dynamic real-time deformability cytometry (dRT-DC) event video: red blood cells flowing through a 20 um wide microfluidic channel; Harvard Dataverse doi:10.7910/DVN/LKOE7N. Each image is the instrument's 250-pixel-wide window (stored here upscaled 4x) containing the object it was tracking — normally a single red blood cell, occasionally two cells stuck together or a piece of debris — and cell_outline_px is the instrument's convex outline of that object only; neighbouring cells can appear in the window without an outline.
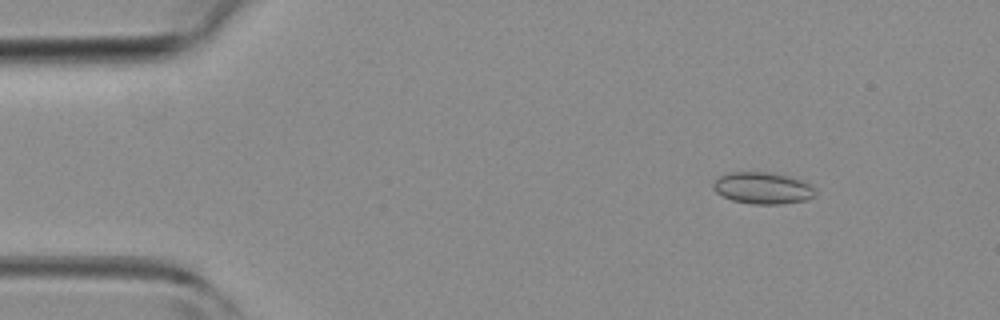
{"species": "common noctule bat (a hibernating species)", "species_latin": "Nyctalus noctula", "temperature_condition": "room temperature", "stored_images_in_passage": 4, "camera_frame_rate_fps": 3000, "um_per_image_px": 0.085, "animal": {"sex": "female", "body_mass_g": 19.3, "forearm_length_mm": 54.1}, "frame": {"image": 1, "passage_image": 1, "time_ms": 0.0, "image_size_px": [1000, 320], "cell_outline_px": [[816, 196], [804, 200], [780, 204], [752, 204], [732, 200], [716, 192], [712, 188], [712, 184], [720, 176], [728, 172], [768, 172], [788, 176], [804, 180], [816, 188]], "centroid_in_image_um": [64.86, 15.98], "position_along_channel_um": 20.1, "area_um2": 18.96}}
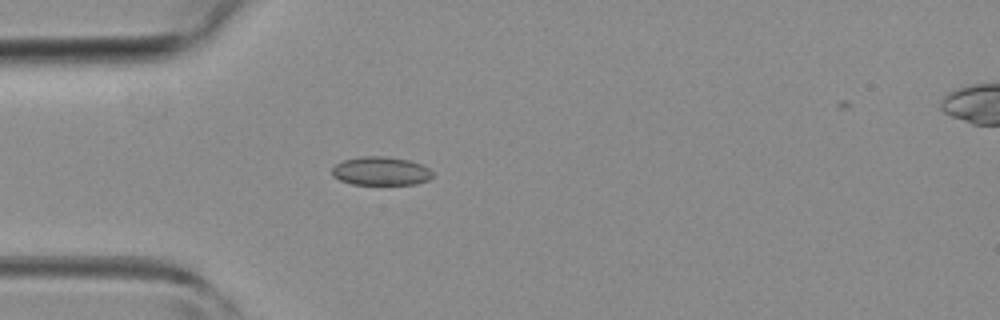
{"frame": {"image": 2, "passage_image": 3, "time_ms": 2.333, "image_size_px": [1000, 320], "cell_outline_px": [[432, 176], [428, 180], [416, 184], [352, 184], [340, 180], [332, 176], [332, 168], [336, 164], [344, 160], [364, 156], [384, 156], [408, 160], [424, 164], [432, 172]], "centroid_in_image_um": [32.38, 14.54], "position_along_channel_um": 52.6, "area_um2": 16.7}}